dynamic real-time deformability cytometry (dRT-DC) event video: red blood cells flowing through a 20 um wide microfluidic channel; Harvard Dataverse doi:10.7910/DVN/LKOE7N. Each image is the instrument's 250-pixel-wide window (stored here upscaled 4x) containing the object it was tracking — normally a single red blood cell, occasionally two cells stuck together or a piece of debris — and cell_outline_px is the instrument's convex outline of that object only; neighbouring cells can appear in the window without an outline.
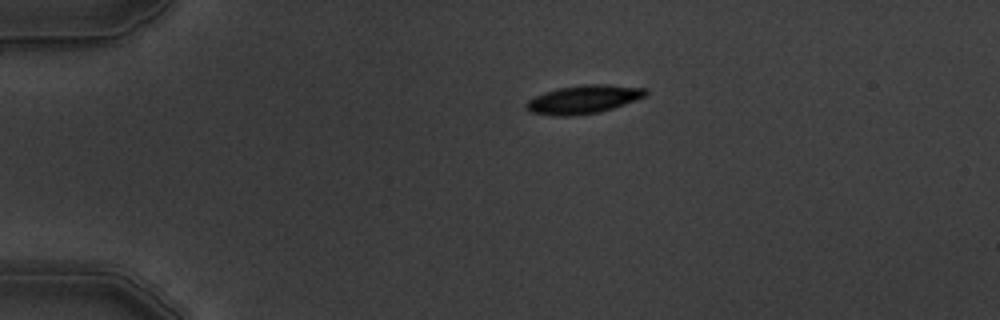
{"species": "common noctule bat (a hibernating species)", "species_latin": "Nyctalus noctula", "temperature_condition": "warm", "stored_images_in_passage": 3, "camera_frame_rate_fps": 3000, "um_per_image_px": 0.085, "animal": {"sex": "male", "body_mass_g": 19.5, "forearm_length_mm": 54.6}, "frame": {"image": 1, "passage_image": 1, "time_ms": 0.0, "image_size_px": [1000, 320], "cell_outline_px": [[648, 96], [600, 112], [572, 116], [556, 116], [528, 112], [524, 108], [524, 104], [528, 100], [544, 92], [560, 88], [584, 84], [608, 84], [648, 88]], "centroid_in_image_um": [49.61, 8.45], "position_along_channel_um": 35.4, "area_um2": 20.0}}